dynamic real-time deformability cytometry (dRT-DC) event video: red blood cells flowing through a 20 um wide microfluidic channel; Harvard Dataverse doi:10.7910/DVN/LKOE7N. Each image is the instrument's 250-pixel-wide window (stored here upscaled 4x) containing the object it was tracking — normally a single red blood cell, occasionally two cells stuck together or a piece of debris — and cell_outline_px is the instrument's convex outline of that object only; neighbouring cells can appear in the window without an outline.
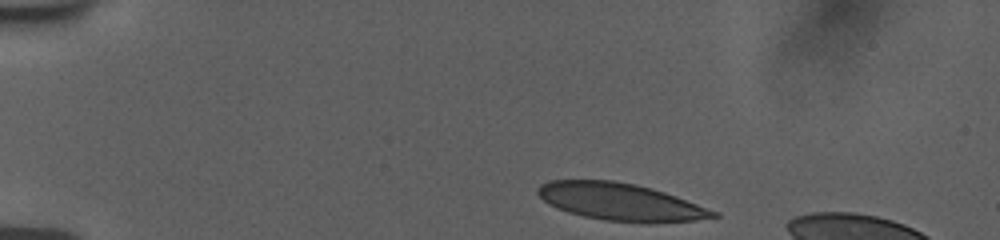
{"species": "human", "species_latin": "Homo sapiens", "temperature_condition": "room temperature", "stored_images_in_passage": 43, "camera_frame_rate_fps": 3000, "um_per_image_px": 0.085, "donor": {"sex": "female"}, "frame": {"image": 1, "passage_image": 1, "time_ms": 0.0, "image_size_px": [1000, 240], "cell_outline_px": [[720, 216], [696, 220], [648, 224], [604, 220], [584, 216], [568, 212], [556, 208], [548, 204], [536, 192], [536, 188], [540, 184], [548, 180], [612, 180], [636, 184], [652, 188], [676, 196], [720, 212]], "centroid_in_image_um": [52.75, 17.16], "position_along_channel_um": 32.2, "area_um2": 38.55}}
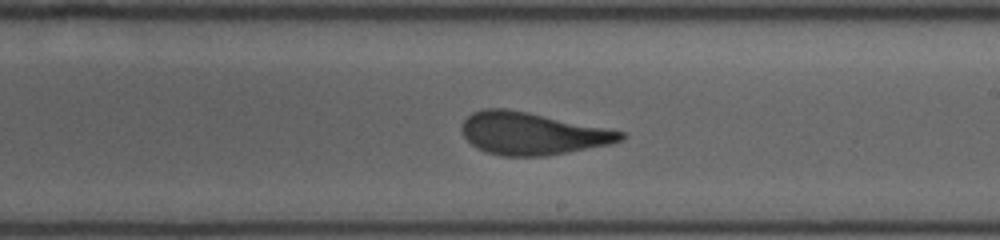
{"frame": {"image": 2, "passage_image": 24, "time_ms": 7.667, "image_size_px": [1000, 240], "cell_outline_px": [[624, 136], [620, 140], [612, 144], [548, 156], [504, 156], [488, 152], [476, 148], [464, 136], [460, 128], [464, 120], [472, 112], [484, 108], [504, 108], [528, 112], [624, 132]], "centroid_in_image_um": [45.2, 11.35], "position_along_channel_um": 243.8, "area_um2": 38.96}}
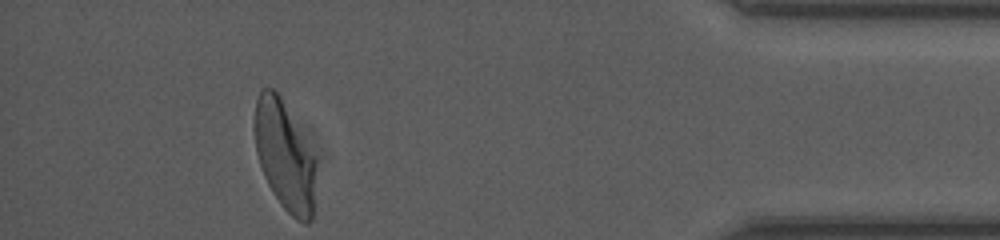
{"frame": {"image": 3, "passage_image": 41, "time_ms": 13.333, "image_size_px": [1000, 240], "cell_outline_px": [[316, 164], [312, 220], [308, 224], [304, 224], [296, 220], [280, 204], [272, 192], [264, 176], [256, 152], [252, 128], [252, 124], [256, 100], [260, 92], [264, 88], [276, 88], [316, 160]], "centroid_in_image_um": [24.16, 13.23], "position_along_channel_um": 411.0, "area_um2": 39.3}}